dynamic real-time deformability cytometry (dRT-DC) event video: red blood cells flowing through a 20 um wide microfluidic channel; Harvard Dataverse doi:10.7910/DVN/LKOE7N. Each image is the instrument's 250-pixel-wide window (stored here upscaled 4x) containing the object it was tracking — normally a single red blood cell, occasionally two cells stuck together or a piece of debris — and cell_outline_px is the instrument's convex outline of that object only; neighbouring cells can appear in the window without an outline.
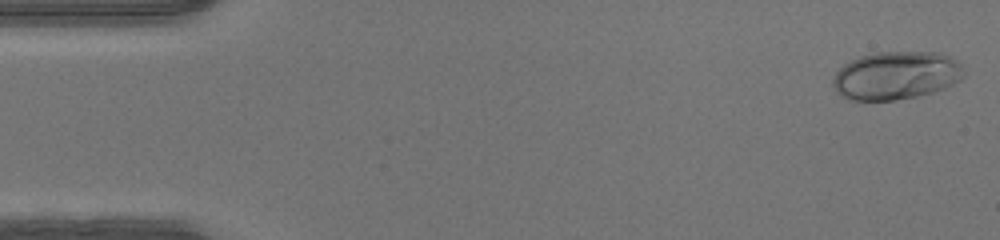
{"species": "human", "species_latin": "Homo sapiens", "temperature_condition": "warm", "stored_images_in_passage": 47, "camera_frame_rate_fps": 3000, "um_per_image_px": 0.085, "donor": {"sex": "male"}, "frame": {"image": 1, "passage_image": 1, "time_ms": 0.0, "image_size_px": [1000, 240], "cell_outline_px": [[964, 76], [960, 80], [944, 88], [932, 92], [916, 96], [896, 100], [848, 100], [840, 96], [836, 92], [832, 84], [832, 80], [836, 72], [844, 64], [860, 56], [876, 52], [940, 52], [956, 60], [960, 64], [964, 72]], "centroid_in_image_um": [76.14, 6.42], "position_along_channel_um": 8.9, "area_um2": 36.82}}
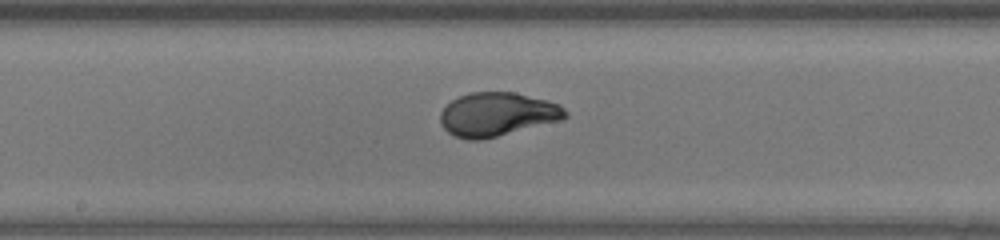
{"frame": {"image": 2, "passage_image": 24, "time_ms": 7.667, "image_size_px": [1000, 240], "cell_outline_px": [[568, 116], [560, 120], [480, 140], [468, 140], [456, 136], [448, 132], [440, 124], [440, 112], [452, 100], [468, 92], [516, 92], [560, 104], [568, 112]], "centroid_in_image_um": [42.25, 9.71], "position_along_channel_um": 206.0, "area_um2": 31.62}}
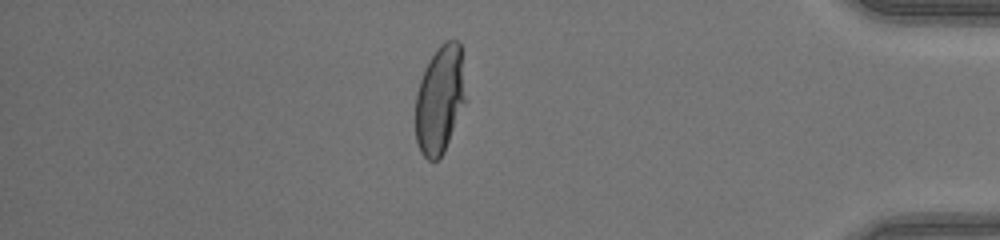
{"frame": {"image": 3, "passage_image": 40, "time_ms": 13.0, "image_size_px": [1000, 240], "cell_outline_px": [[464, 100], [444, 152], [436, 160], [428, 160], [420, 152], [416, 140], [416, 96], [420, 80], [424, 68], [436, 48], [444, 40], [460, 40], [464, 96]], "centroid_in_image_um": [37.34, 8.43], "position_along_channel_um": 397.9, "area_um2": 30.87}}